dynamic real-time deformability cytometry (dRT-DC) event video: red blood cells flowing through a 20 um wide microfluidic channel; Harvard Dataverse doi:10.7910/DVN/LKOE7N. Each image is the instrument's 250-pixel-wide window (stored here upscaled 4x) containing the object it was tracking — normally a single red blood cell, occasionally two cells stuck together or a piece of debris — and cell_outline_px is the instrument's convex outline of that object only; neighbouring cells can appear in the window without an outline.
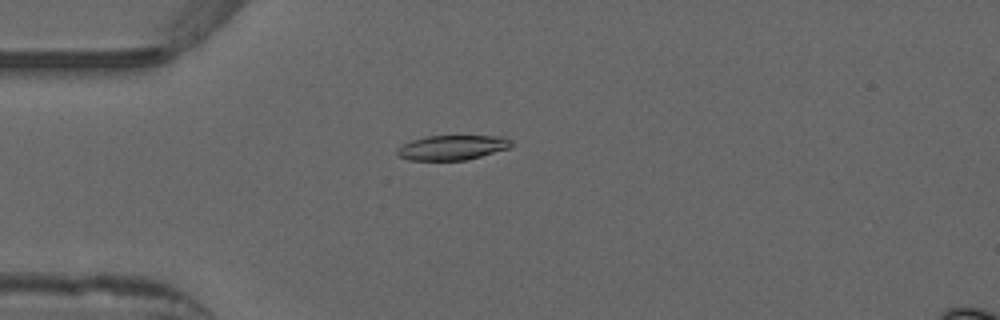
{"species": "common noctule bat (a hibernating species)", "species_latin": "Nyctalus noctula", "temperature_condition": "warm", "stored_images_in_passage": 52, "camera_frame_rate_fps": 3000, "um_per_image_px": 0.085, "animal": {"sex": "male", "forearm_length_mm": 52.5}, "frame": {"image": 1, "passage_image": 14, "time_ms": 4.333, "image_size_px": [1000, 320], "cell_outline_px": [[512, 144], [508, 148], [468, 160], [408, 160], [400, 156], [396, 152], [404, 144], [412, 140], [428, 136], [504, 136], [512, 140]], "centroid_in_image_um": [38.48, 12.54], "position_along_channel_um": 46.5, "area_um2": 16.3}}
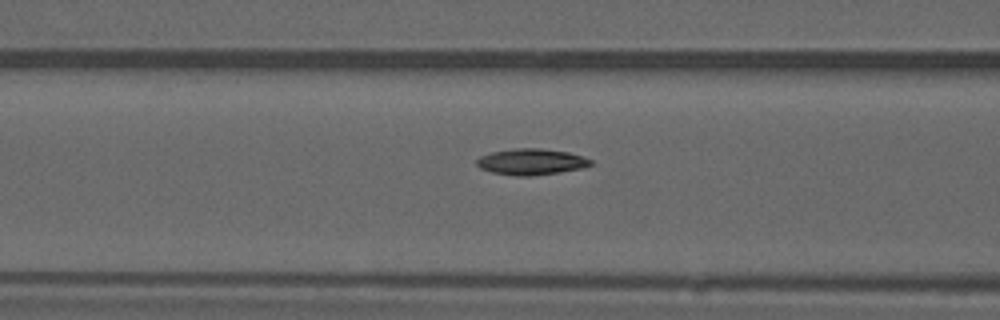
{"frame": {"image": 2, "passage_image": 21, "time_ms": 6.667, "image_size_px": [1000, 320], "cell_outline_px": [[592, 164], [584, 168], [560, 172], [532, 176], [516, 176], [492, 172], [480, 168], [476, 164], [476, 160], [480, 156], [492, 152], [516, 148], [540, 148], [568, 152], [584, 156], [592, 160]], "centroid_in_image_um": [45.18, 13.75], "position_along_channel_um": 121.4, "area_um2": 17.46}}
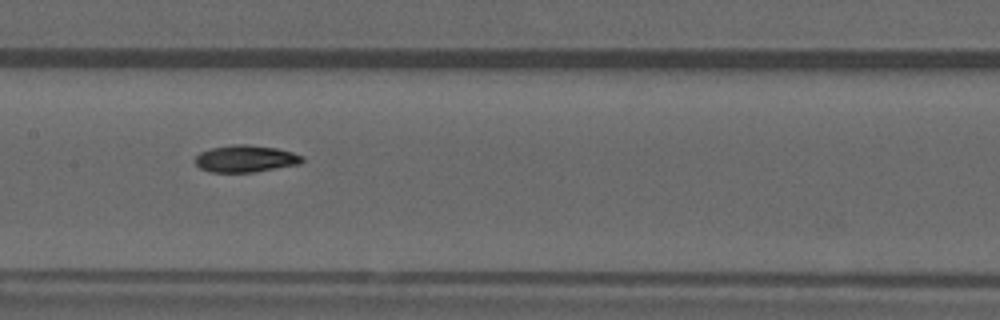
{"frame": {"image": 3, "passage_image": 26, "time_ms": 8.333, "image_size_px": [1000, 320], "cell_outline_px": [[304, 160], [300, 164], [252, 172], [208, 172], [200, 168], [196, 164], [196, 156], [200, 152], [212, 148], [232, 144], [248, 144], [276, 148], [292, 152], [304, 156]], "centroid_in_image_um": [20.88, 13.48], "position_along_channel_um": 186.5, "area_um2": 16.82}, "authors_computed_cell_mechanics": {"area_um2": 16.7909, "velocity_mm_per_s": 3.9013, "shape_relaxation_time_tau1_ms": 9.8666, "shape_relaxation_time_tau2_ms": 2.8305, "deformation_change_tau1": 0.2375, "deformation_change_tau2": 0.0658}}